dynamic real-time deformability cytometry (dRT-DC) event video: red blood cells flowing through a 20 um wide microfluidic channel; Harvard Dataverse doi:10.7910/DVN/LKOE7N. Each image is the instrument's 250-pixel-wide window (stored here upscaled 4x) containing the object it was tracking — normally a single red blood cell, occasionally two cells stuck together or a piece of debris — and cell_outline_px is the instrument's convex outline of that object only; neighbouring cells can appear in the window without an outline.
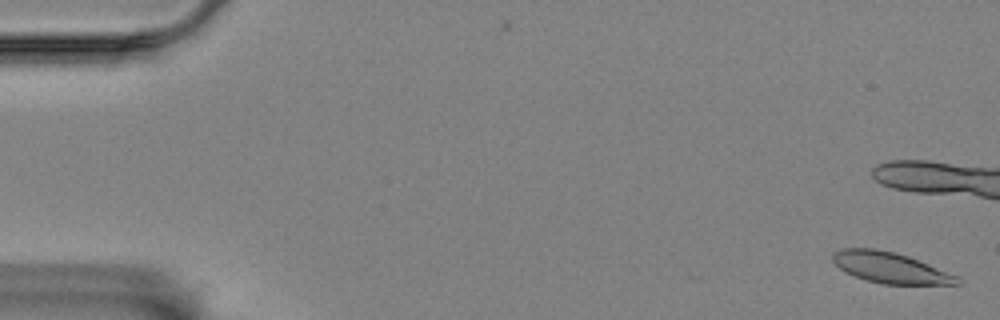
{"species": "Egyptian fruit bat (a non-hibernating species)", "species_latin": "Rousettus aegyptiacus", "temperature_condition": "room temperature", "stored_images_in_passage": 8, "camera_frame_rate_fps": 3000, "um_per_image_px": 0.085, "animal": {"sex": "female"}, "frame": {"image": 1, "passage_image": 2, "time_ms": 0.333, "image_size_px": [1000, 320], "cell_outline_px": [[960, 284], [880, 284], [844, 272], [832, 260], [832, 252], [844, 248], [876, 248], [908, 256], [956, 276], [960, 280]], "centroid_in_image_um": [75.61, 22.74], "position_along_channel_um": 9.4, "area_um2": 21.96}}